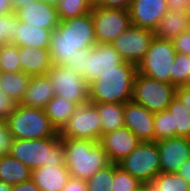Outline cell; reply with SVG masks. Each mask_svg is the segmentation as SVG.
<instances>
[{
	"label": "cell",
	"instance_id": "obj_51",
	"mask_svg": "<svg viewBox=\"0 0 190 191\" xmlns=\"http://www.w3.org/2000/svg\"><path fill=\"white\" fill-rule=\"evenodd\" d=\"M135 191H150V189L145 183H142Z\"/></svg>",
	"mask_w": 190,
	"mask_h": 191
},
{
	"label": "cell",
	"instance_id": "obj_41",
	"mask_svg": "<svg viewBox=\"0 0 190 191\" xmlns=\"http://www.w3.org/2000/svg\"><path fill=\"white\" fill-rule=\"evenodd\" d=\"M12 140L5 122L0 121V155H5L9 152Z\"/></svg>",
	"mask_w": 190,
	"mask_h": 191
},
{
	"label": "cell",
	"instance_id": "obj_27",
	"mask_svg": "<svg viewBox=\"0 0 190 191\" xmlns=\"http://www.w3.org/2000/svg\"><path fill=\"white\" fill-rule=\"evenodd\" d=\"M101 117V137L107 132L125 127L124 104L122 103H92Z\"/></svg>",
	"mask_w": 190,
	"mask_h": 191
},
{
	"label": "cell",
	"instance_id": "obj_38",
	"mask_svg": "<svg viewBox=\"0 0 190 191\" xmlns=\"http://www.w3.org/2000/svg\"><path fill=\"white\" fill-rule=\"evenodd\" d=\"M91 49L92 47L79 49V54L74 57V59L72 60V64H68L66 65V67L84 77L85 55H88Z\"/></svg>",
	"mask_w": 190,
	"mask_h": 191
},
{
	"label": "cell",
	"instance_id": "obj_36",
	"mask_svg": "<svg viewBox=\"0 0 190 191\" xmlns=\"http://www.w3.org/2000/svg\"><path fill=\"white\" fill-rule=\"evenodd\" d=\"M155 141L174 137L172 114L166 109L154 113Z\"/></svg>",
	"mask_w": 190,
	"mask_h": 191
},
{
	"label": "cell",
	"instance_id": "obj_42",
	"mask_svg": "<svg viewBox=\"0 0 190 191\" xmlns=\"http://www.w3.org/2000/svg\"><path fill=\"white\" fill-rule=\"evenodd\" d=\"M132 0H93L94 6L103 8H125L128 9Z\"/></svg>",
	"mask_w": 190,
	"mask_h": 191
},
{
	"label": "cell",
	"instance_id": "obj_53",
	"mask_svg": "<svg viewBox=\"0 0 190 191\" xmlns=\"http://www.w3.org/2000/svg\"><path fill=\"white\" fill-rule=\"evenodd\" d=\"M188 33H190V17H189V20H188V24H187V30H186Z\"/></svg>",
	"mask_w": 190,
	"mask_h": 191
},
{
	"label": "cell",
	"instance_id": "obj_30",
	"mask_svg": "<svg viewBox=\"0 0 190 191\" xmlns=\"http://www.w3.org/2000/svg\"><path fill=\"white\" fill-rule=\"evenodd\" d=\"M168 110L172 114L174 137L190 139V115L177 96L171 101Z\"/></svg>",
	"mask_w": 190,
	"mask_h": 191
},
{
	"label": "cell",
	"instance_id": "obj_7",
	"mask_svg": "<svg viewBox=\"0 0 190 191\" xmlns=\"http://www.w3.org/2000/svg\"><path fill=\"white\" fill-rule=\"evenodd\" d=\"M118 165L141 183L154 179L160 173L157 142H140Z\"/></svg>",
	"mask_w": 190,
	"mask_h": 191
},
{
	"label": "cell",
	"instance_id": "obj_20",
	"mask_svg": "<svg viewBox=\"0 0 190 191\" xmlns=\"http://www.w3.org/2000/svg\"><path fill=\"white\" fill-rule=\"evenodd\" d=\"M21 70L31 76L46 75L52 68L49 49L18 47Z\"/></svg>",
	"mask_w": 190,
	"mask_h": 191
},
{
	"label": "cell",
	"instance_id": "obj_13",
	"mask_svg": "<svg viewBox=\"0 0 190 191\" xmlns=\"http://www.w3.org/2000/svg\"><path fill=\"white\" fill-rule=\"evenodd\" d=\"M124 62L118 51L109 43L96 44L85 55L84 77L88 85L96 81L103 72L113 69Z\"/></svg>",
	"mask_w": 190,
	"mask_h": 191
},
{
	"label": "cell",
	"instance_id": "obj_31",
	"mask_svg": "<svg viewBox=\"0 0 190 191\" xmlns=\"http://www.w3.org/2000/svg\"><path fill=\"white\" fill-rule=\"evenodd\" d=\"M93 6V0H59L56 6L59 21L87 14Z\"/></svg>",
	"mask_w": 190,
	"mask_h": 191
},
{
	"label": "cell",
	"instance_id": "obj_21",
	"mask_svg": "<svg viewBox=\"0 0 190 191\" xmlns=\"http://www.w3.org/2000/svg\"><path fill=\"white\" fill-rule=\"evenodd\" d=\"M55 96L54 87L47 75L31 76L22 106L44 109Z\"/></svg>",
	"mask_w": 190,
	"mask_h": 191
},
{
	"label": "cell",
	"instance_id": "obj_5",
	"mask_svg": "<svg viewBox=\"0 0 190 191\" xmlns=\"http://www.w3.org/2000/svg\"><path fill=\"white\" fill-rule=\"evenodd\" d=\"M176 87L136 72L131 101L152 113L165 111L176 96Z\"/></svg>",
	"mask_w": 190,
	"mask_h": 191
},
{
	"label": "cell",
	"instance_id": "obj_11",
	"mask_svg": "<svg viewBox=\"0 0 190 191\" xmlns=\"http://www.w3.org/2000/svg\"><path fill=\"white\" fill-rule=\"evenodd\" d=\"M51 40L71 41L81 45V49L97 44L94 31L92 12L79 17L60 20L51 33Z\"/></svg>",
	"mask_w": 190,
	"mask_h": 191
},
{
	"label": "cell",
	"instance_id": "obj_2",
	"mask_svg": "<svg viewBox=\"0 0 190 191\" xmlns=\"http://www.w3.org/2000/svg\"><path fill=\"white\" fill-rule=\"evenodd\" d=\"M65 152V166L71 177L88 180L111 162L100 142L61 138Z\"/></svg>",
	"mask_w": 190,
	"mask_h": 191
},
{
	"label": "cell",
	"instance_id": "obj_10",
	"mask_svg": "<svg viewBox=\"0 0 190 191\" xmlns=\"http://www.w3.org/2000/svg\"><path fill=\"white\" fill-rule=\"evenodd\" d=\"M54 87V93L71 100L78 106L89 103V85L77 72L63 65H52L46 74Z\"/></svg>",
	"mask_w": 190,
	"mask_h": 191
},
{
	"label": "cell",
	"instance_id": "obj_54",
	"mask_svg": "<svg viewBox=\"0 0 190 191\" xmlns=\"http://www.w3.org/2000/svg\"><path fill=\"white\" fill-rule=\"evenodd\" d=\"M188 13L190 14V0L188 1Z\"/></svg>",
	"mask_w": 190,
	"mask_h": 191
},
{
	"label": "cell",
	"instance_id": "obj_17",
	"mask_svg": "<svg viewBox=\"0 0 190 191\" xmlns=\"http://www.w3.org/2000/svg\"><path fill=\"white\" fill-rule=\"evenodd\" d=\"M131 25L154 31L167 13L166 0H132L129 8Z\"/></svg>",
	"mask_w": 190,
	"mask_h": 191
},
{
	"label": "cell",
	"instance_id": "obj_3",
	"mask_svg": "<svg viewBox=\"0 0 190 191\" xmlns=\"http://www.w3.org/2000/svg\"><path fill=\"white\" fill-rule=\"evenodd\" d=\"M8 154L32 171L43 165H65V152L60 137L13 139Z\"/></svg>",
	"mask_w": 190,
	"mask_h": 191
},
{
	"label": "cell",
	"instance_id": "obj_1",
	"mask_svg": "<svg viewBox=\"0 0 190 191\" xmlns=\"http://www.w3.org/2000/svg\"><path fill=\"white\" fill-rule=\"evenodd\" d=\"M137 68L124 61L109 69L89 85V103H126L131 101Z\"/></svg>",
	"mask_w": 190,
	"mask_h": 191
},
{
	"label": "cell",
	"instance_id": "obj_23",
	"mask_svg": "<svg viewBox=\"0 0 190 191\" xmlns=\"http://www.w3.org/2000/svg\"><path fill=\"white\" fill-rule=\"evenodd\" d=\"M190 14L175 10L167 13L159 20L154 30V37L172 41L187 30Z\"/></svg>",
	"mask_w": 190,
	"mask_h": 191
},
{
	"label": "cell",
	"instance_id": "obj_39",
	"mask_svg": "<svg viewBox=\"0 0 190 191\" xmlns=\"http://www.w3.org/2000/svg\"><path fill=\"white\" fill-rule=\"evenodd\" d=\"M17 103L0 89V121H5L14 111Z\"/></svg>",
	"mask_w": 190,
	"mask_h": 191
},
{
	"label": "cell",
	"instance_id": "obj_50",
	"mask_svg": "<svg viewBox=\"0 0 190 191\" xmlns=\"http://www.w3.org/2000/svg\"><path fill=\"white\" fill-rule=\"evenodd\" d=\"M11 190H12V185L0 181V191H11Z\"/></svg>",
	"mask_w": 190,
	"mask_h": 191
},
{
	"label": "cell",
	"instance_id": "obj_48",
	"mask_svg": "<svg viewBox=\"0 0 190 191\" xmlns=\"http://www.w3.org/2000/svg\"><path fill=\"white\" fill-rule=\"evenodd\" d=\"M37 0H11V4L13 7V12H15L19 8H25L26 5L33 3Z\"/></svg>",
	"mask_w": 190,
	"mask_h": 191
},
{
	"label": "cell",
	"instance_id": "obj_44",
	"mask_svg": "<svg viewBox=\"0 0 190 191\" xmlns=\"http://www.w3.org/2000/svg\"><path fill=\"white\" fill-rule=\"evenodd\" d=\"M176 96L181 100L190 115V85L178 87L176 89Z\"/></svg>",
	"mask_w": 190,
	"mask_h": 191
},
{
	"label": "cell",
	"instance_id": "obj_22",
	"mask_svg": "<svg viewBox=\"0 0 190 191\" xmlns=\"http://www.w3.org/2000/svg\"><path fill=\"white\" fill-rule=\"evenodd\" d=\"M17 38L11 43L18 47L49 49L52 30L35 27L24 22L19 23Z\"/></svg>",
	"mask_w": 190,
	"mask_h": 191
},
{
	"label": "cell",
	"instance_id": "obj_28",
	"mask_svg": "<svg viewBox=\"0 0 190 191\" xmlns=\"http://www.w3.org/2000/svg\"><path fill=\"white\" fill-rule=\"evenodd\" d=\"M145 184L150 191H190V184L177 173H159Z\"/></svg>",
	"mask_w": 190,
	"mask_h": 191
},
{
	"label": "cell",
	"instance_id": "obj_32",
	"mask_svg": "<svg viewBox=\"0 0 190 191\" xmlns=\"http://www.w3.org/2000/svg\"><path fill=\"white\" fill-rule=\"evenodd\" d=\"M172 85L176 88L190 85V56L176 52L172 68Z\"/></svg>",
	"mask_w": 190,
	"mask_h": 191
},
{
	"label": "cell",
	"instance_id": "obj_15",
	"mask_svg": "<svg viewBox=\"0 0 190 191\" xmlns=\"http://www.w3.org/2000/svg\"><path fill=\"white\" fill-rule=\"evenodd\" d=\"M124 125L141 142L155 141L154 113L133 101L124 103Z\"/></svg>",
	"mask_w": 190,
	"mask_h": 191
},
{
	"label": "cell",
	"instance_id": "obj_47",
	"mask_svg": "<svg viewBox=\"0 0 190 191\" xmlns=\"http://www.w3.org/2000/svg\"><path fill=\"white\" fill-rule=\"evenodd\" d=\"M177 174L183 177L190 184V159L183 162L179 167Z\"/></svg>",
	"mask_w": 190,
	"mask_h": 191
},
{
	"label": "cell",
	"instance_id": "obj_26",
	"mask_svg": "<svg viewBox=\"0 0 190 191\" xmlns=\"http://www.w3.org/2000/svg\"><path fill=\"white\" fill-rule=\"evenodd\" d=\"M31 75L23 72L0 73V89L17 104L24 98Z\"/></svg>",
	"mask_w": 190,
	"mask_h": 191
},
{
	"label": "cell",
	"instance_id": "obj_37",
	"mask_svg": "<svg viewBox=\"0 0 190 191\" xmlns=\"http://www.w3.org/2000/svg\"><path fill=\"white\" fill-rule=\"evenodd\" d=\"M112 191H135L142 183L130 173L114 163V179Z\"/></svg>",
	"mask_w": 190,
	"mask_h": 191
},
{
	"label": "cell",
	"instance_id": "obj_52",
	"mask_svg": "<svg viewBox=\"0 0 190 191\" xmlns=\"http://www.w3.org/2000/svg\"><path fill=\"white\" fill-rule=\"evenodd\" d=\"M42 1L53 6H57L59 3V0H42Z\"/></svg>",
	"mask_w": 190,
	"mask_h": 191
},
{
	"label": "cell",
	"instance_id": "obj_12",
	"mask_svg": "<svg viewBox=\"0 0 190 191\" xmlns=\"http://www.w3.org/2000/svg\"><path fill=\"white\" fill-rule=\"evenodd\" d=\"M153 38L154 31L131 25L110 44L124 61L137 66L145 56Z\"/></svg>",
	"mask_w": 190,
	"mask_h": 191
},
{
	"label": "cell",
	"instance_id": "obj_40",
	"mask_svg": "<svg viewBox=\"0 0 190 191\" xmlns=\"http://www.w3.org/2000/svg\"><path fill=\"white\" fill-rule=\"evenodd\" d=\"M173 47L177 53L190 56V33L187 31L172 40Z\"/></svg>",
	"mask_w": 190,
	"mask_h": 191
},
{
	"label": "cell",
	"instance_id": "obj_16",
	"mask_svg": "<svg viewBox=\"0 0 190 191\" xmlns=\"http://www.w3.org/2000/svg\"><path fill=\"white\" fill-rule=\"evenodd\" d=\"M99 142L106 152L109 161L118 164L129 155L141 141L127 127H122L103 134Z\"/></svg>",
	"mask_w": 190,
	"mask_h": 191
},
{
	"label": "cell",
	"instance_id": "obj_35",
	"mask_svg": "<svg viewBox=\"0 0 190 191\" xmlns=\"http://www.w3.org/2000/svg\"><path fill=\"white\" fill-rule=\"evenodd\" d=\"M19 23L15 12L0 15V47L11 44L17 38Z\"/></svg>",
	"mask_w": 190,
	"mask_h": 191
},
{
	"label": "cell",
	"instance_id": "obj_34",
	"mask_svg": "<svg viewBox=\"0 0 190 191\" xmlns=\"http://www.w3.org/2000/svg\"><path fill=\"white\" fill-rule=\"evenodd\" d=\"M0 72H22L17 45L7 44L0 47Z\"/></svg>",
	"mask_w": 190,
	"mask_h": 191
},
{
	"label": "cell",
	"instance_id": "obj_14",
	"mask_svg": "<svg viewBox=\"0 0 190 191\" xmlns=\"http://www.w3.org/2000/svg\"><path fill=\"white\" fill-rule=\"evenodd\" d=\"M157 142L160 173H177L179 167L190 159V139L172 137Z\"/></svg>",
	"mask_w": 190,
	"mask_h": 191
},
{
	"label": "cell",
	"instance_id": "obj_19",
	"mask_svg": "<svg viewBox=\"0 0 190 191\" xmlns=\"http://www.w3.org/2000/svg\"><path fill=\"white\" fill-rule=\"evenodd\" d=\"M70 178L71 174L65 165H43L31 172V179L40 191H62Z\"/></svg>",
	"mask_w": 190,
	"mask_h": 191
},
{
	"label": "cell",
	"instance_id": "obj_45",
	"mask_svg": "<svg viewBox=\"0 0 190 191\" xmlns=\"http://www.w3.org/2000/svg\"><path fill=\"white\" fill-rule=\"evenodd\" d=\"M189 0H166L168 5V11L173 12L179 10L181 12H188Z\"/></svg>",
	"mask_w": 190,
	"mask_h": 191
},
{
	"label": "cell",
	"instance_id": "obj_6",
	"mask_svg": "<svg viewBox=\"0 0 190 191\" xmlns=\"http://www.w3.org/2000/svg\"><path fill=\"white\" fill-rule=\"evenodd\" d=\"M175 55L172 41L154 37L145 56L136 66L137 72L172 85Z\"/></svg>",
	"mask_w": 190,
	"mask_h": 191
},
{
	"label": "cell",
	"instance_id": "obj_4",
	"mask_svg": "<svg viewBox=\"0 0 190 191\" xmlns=\"http://www.w3.org/2000/svg\"><path fill=\"white\" fill-rule=\"evenodd\" d=\"M4 122L12 139L59 137L44 109L17 104L13 113Z\"/></svg>",
	"mask_w": 190,
	"mask_h": 191
},
{
	"label": "cell",
	"instance_id": "obj_25",
	"mask_svg": "<svg viewBox=\"0 0 190 191\" xmlns=\"http://www.w3.org/2000/svg\"><path fill=\"white\" fill-rule=\"evenodd\" d=\"M32 170L10 154L0 155V181L16 185L31 179Z\"/></svg>",
	"mask_w": 190,
	"mask_h": 191
},
{
	"label": "cell",
	"instance_id": "obj_43",
	"mask_svg": "<svg viewBox=\"0 0 190 191\" xmlns=\"http://www.w3.org/2000/svg\"><path fill=\"white\" fill-rule=\"evenodd\" d=\"M62 191H88L85 180L71 177Z\"/></svg>",
	"mask_w": 190,
	"mask_h": 191
},
{
	"label": "cell",
	"instance_id": "obj_8",
	"mask_svg": "<svg viewBox=\"0 0 190 191\" xmlns=\"http://www.w3.org/2000/svg\"><path fill=\"white\" fill-rule=\"evenodd\" d=\"M58 134L60 138L99 142L101 139V117L97 107L92 103L78 106Z\"/></svg>",
	"mask_w": 190,
	"mask_h": 191
},
{
	"label": "cell",
	"instance_id": "obj_18",
	"mask_svg": "<svg viewBox=\"0 0 190 191\" xmlns=\"http://www.w3.org/2000/svg\"><path fill=\"white\" fill-rule=\"evenodd\" d=\"M15 14L21 22L52 31L59 24L57 7L42 0L30 3L25 8L17 9Z\"/></svg>",
	"mask_w": 190,
	"mask_h": 191
},
{
	"label": "cell",
	"instance_id": "obj_49",
	"mask_svg": "<svg viewBox=\"0 0 190 191\" xmlns=\"http://www.w3.org/2000/svg\"><path fill=\"white\" fill-rule=\"evenodd\" d=\"M13 12L11 0H0V15Z\"/></svg>",
	"mask_w": 190,
	"mask_h": 191
},
{
	"label": "cell",
	"instance_id": "obj_24",
	"mask_svg": "<svg viewBox=\"0 0 190 191\" xmlns=\"http://www.w3.org/2000/svg\"><path fill=\"white\" fill-rule=\"evenodd\" d=\"M77 108L78 105L71 100L55 95L45 106L44 112L59 132Z\"/></svg>",
	"mask_w": 190,
	"mask_h": 191
},
{
	"label": "cell",
	"instance_id": "obj_29",
	"mask_svg": "<svg viewBox=\"0 0 190 191\" xmlns=\"http://www.w3.org/2000/svg\"><path fill=\"white\" fill-rule=\"evenodd\" d=\"M81 45L71 41L50 40L49 53L52 65L72 64L74 57L79 54Z\"/></svg>",
	"mask_w": 190,
	"mask_h": 191
},
{
	"label": "cell",
	"instance_id": "obj_33",
	"mask_svg": "<svg viewBox=\"0 0 190 191\" xmlns=\"http://www.w3.org/2000/svg\"><path fill=\"white\" fill-rule=\"evenodd\" d=\"M114 179V163L98 170L92 177L86 180L88 191H112Z\"/></svg>",
	"mask_w": 190,
	"mask_h": 191
},
{
	"label": "cell",
	"instance_id": "obj_9",
	"mask_svg": "<svg viewBox=\"0 0 190 191\" xmlns=\"http://www.w3.org/2000/svg\"><path fill=\"white\" fill-rule=\"evenodd\" d=\"M91 12L97 44L112 43L131 26L128 9L93 6Z\"/></svg>",
	"mask_w": 190,
	"mask_h": 191
},
{
	"label": "cell",
	"instance_id": "obj_46",
	"mask_svg": "<svg viewBox=\"0 0 190 191\" xmlns=\"http://www.w3.org/2000/svg\"><path fill=\"white\" fill-rule=\"evenodd\" d=\"M11 191H40V189L32 179H29L23 183L13 185Z\"/></svg>",
	"mask_w": 190,
	"mask_h": 191
}]
</instances>
